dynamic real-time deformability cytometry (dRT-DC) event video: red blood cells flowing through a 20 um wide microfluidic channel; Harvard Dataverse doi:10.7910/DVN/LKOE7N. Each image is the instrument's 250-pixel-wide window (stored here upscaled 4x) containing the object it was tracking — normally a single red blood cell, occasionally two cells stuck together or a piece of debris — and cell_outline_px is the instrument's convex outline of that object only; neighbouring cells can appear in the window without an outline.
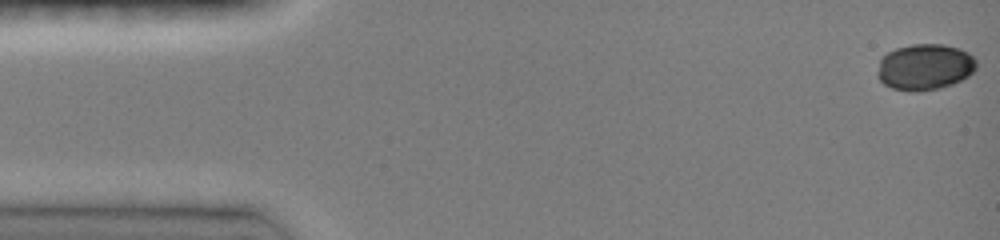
{"species": "common noctule bat (a hibernating species)", "species_latin": "Nyctalus noctula", "temperature_condition": "room temperature", "stored_images_in_passage": 18, "camera_frame_rate_fps": 3000, "um_per_image_px": 0.085, "animal": {"sex": "female", "body_mass_g": 19.0, "forearm_length_mm": 51.5}, "frame": {"image": 1, "passage_image": 1, "time_ms": 0.0, "image_size_px": [1000, 240], "cell_outline_px": [[976, 68], [968, 76], [952, 84], [940, 88], [916, 92], [912, 92], [892, 88], [884, 84], [876, 76], [876, 72], [880, 60], [888, 52], [896, 48], [912, 44], [944, 44], [960, 48], [968, 52], [976, 60]], "centroid_in_image_um": [78.6, 5.69], "position_along_channel_um": 6.4, "area_um2": 26.76}}
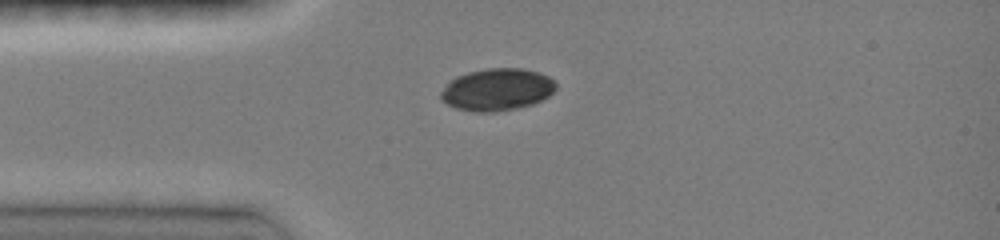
{"frame": {"image": 2, "passage_image": 10, "time_ms": 3.667, "image_size_px": [1000, 240], "cell_outline_px": [[556, 88], [548, 96], [532, 104], [520, 108], [496, 112], [472, 112], [456, 108], [440, 100], [440, 92], [448, 80], [456, 76], [468, 72], [488, 68], [524, 68], [540, 72], [548, 76], [556, 84]], "centroid_in_image_um": [42.21, 7.61], "position_along_channel_um": 42.8, "area_um2": 28.61}}
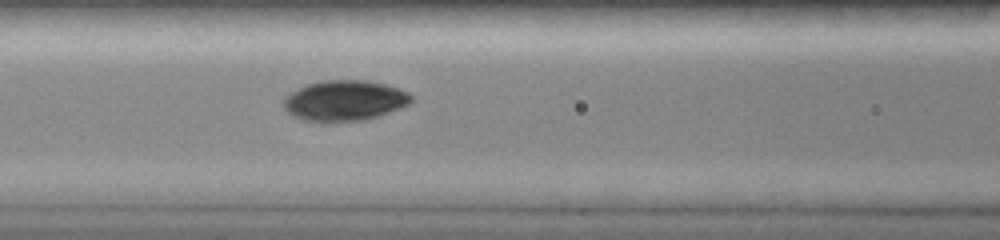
{"frame": {"image": 3, "passage_image": 18, "time_ms": 6.333, "image_size_px": [1000, 240], "cell_outline_px": [[412, 104], [380, 116], [364, 120], [332, 124], [320, 124], [304, 120], [292, 116], [284, 108], [284, 96], [308, 84], [320, 80], [368, 80], [388, 84], [408, 92], [412, 96]], "centroid_in_image_um": [29.31, 8.59], "position_along_channel_um": 137.3, "area_um2": 31.1}}